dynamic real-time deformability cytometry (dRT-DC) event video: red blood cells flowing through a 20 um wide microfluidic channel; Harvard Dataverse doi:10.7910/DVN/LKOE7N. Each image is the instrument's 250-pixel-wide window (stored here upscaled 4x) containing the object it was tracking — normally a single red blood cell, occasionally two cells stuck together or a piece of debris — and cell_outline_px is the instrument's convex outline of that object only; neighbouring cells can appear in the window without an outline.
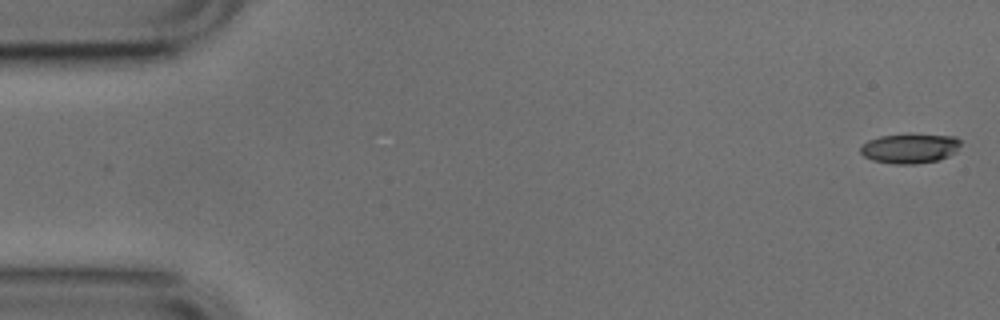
{"species": "common noctule bat (a hibernating species)", "species_latin": "Nyctalus noctula", "temperature_condition": "cold", "stored_images_in_passage": 41, "camera_frame_rate_fps": 3000, "um_per_image_px": 0.085, "animal": {"sex": "male", "body_mass_g": 17.9, "forearm_length_mm": 54.2}, "frame": {"image": 1, "passage_image": 1, "time_ms": 0.0, "image_size_px": [1000, 320], "cell_outline_px": [[960, 144], [956, 152], [948, 156], [936, 160], [916, 164], [896, 164], [872, 160], [864, 156], [860, 152], [860, 148], [868, 140], [880, 136], [956, 136], [960, 140]], "centroid_in_image_um": [77.33, 12.65], "position_along_channel_um": 7.7, "area_um2": 16.7}}
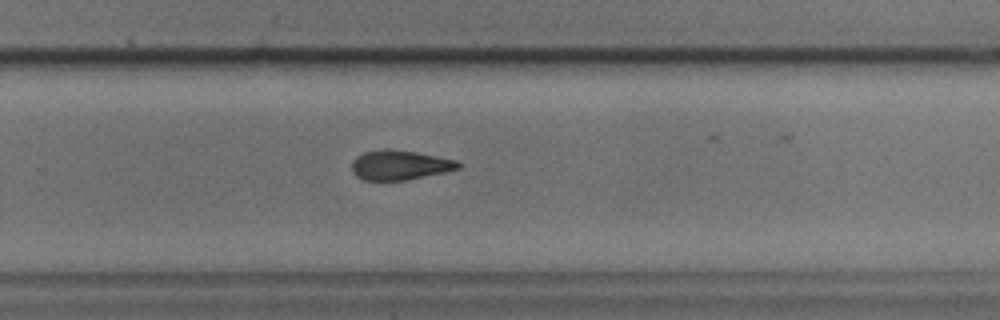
{"frame": {"image": 2, "passage_image": 34, "time_ms": 11.0, "image_size_px": [1000, 320], "cell_outline_px": [[460, 168], [444, 172], [404, 180], [364, 180], [356, 176], [352, 168], [352, 160], [356, 156], [364, 152], [384, 148], [388, 148], [416, 152], [456, 160], [460, 164]], "centroid_in_image_um": [33.94, 14.01], "position_along_channel_um": 295.9, "area_um2": 18.26}}
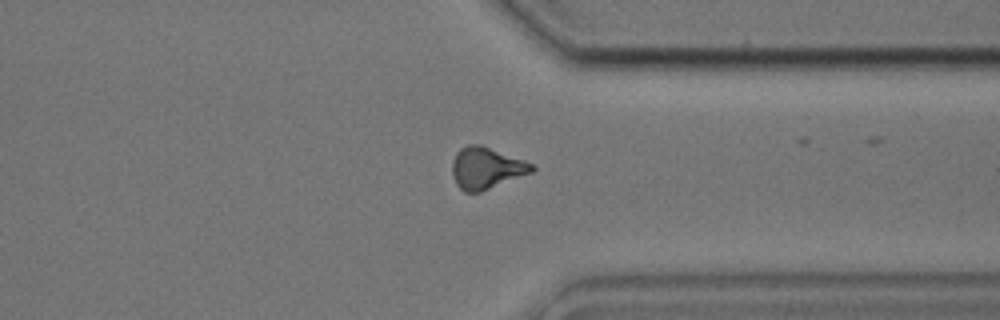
{"frame": {"image": 3, "passage_image": 40, "time_ms": 13.0, "image_size_px": [1000, 320], "cell_outline_px": [[536, 168], [532, 172], [480, 192], [464, 192], [456, 184], [452, 176], [452, 160], [456, 152], [460, 148], [468, 144], [480, 144], [524, 160], [532, 164]], "centroid_in_image_um": [41.3, 14.28], "position_along_channel_um": 370.1, "area_um2": 19.31}}